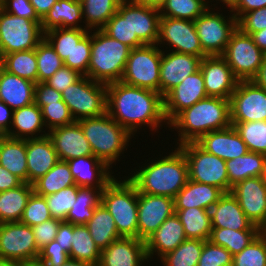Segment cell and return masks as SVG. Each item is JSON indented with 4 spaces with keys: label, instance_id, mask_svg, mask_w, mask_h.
Here are the masks:
<instances>
[{
    "label": "cell",
    "instance_id": "cell-1",
    "mask_svg": "<svg viewBox=\"0 0 266 266\" xmlns=\"http://www.w3.org/2000/svg\"><path fill=\"white\" fill-rule=\"evenodd\" d=\"M106 112L132 136L142 125L153 131L162 122L167 123L163 96L159 92L121 81L107 84Z\"/></svg>",
    "mask_w": 266,
    "mask_h": 266
},
{
    "label": "cell",
    "instance_id": "cell-2",
    "mask_svg": "<svg viewBox=\"0 0 266 266\" xmlns=\"http://www.w3.org/2000/svg\"><path fill=\"white\" fill-rule=\"evenodd\" d=\"M175 152L141 167L127 177L138 193L173 198L186 185L189 174L184 153L177 147Z\"/></svg>",
    "mask_w": 266,
    "mask_h": 266
},
{
    "label": "cell",
    "instance_id": "cell-3",
    "mask_svg": "<svg viewBox=\"0 0 266 266\" xmlns=\"http://www.w3.org/2000/svg\"><path fill=\"white\" fill-rule=\"evenodd\" d=\"M168 125L179 129L177 144L197 142L206 133L231 126L230 100L208 96L181 111Z\"/></svg>",
    "mask_w": 266,
    "mask_h": 266
},
{
    "label": "cell",
    "instance_id": "cell-4",
    "mask_svg": "<svg viewBox=\"0 0 266 266\" xmlns=\"http://www.w3.org/2000/svg\"><path fill=\"white\" fill-rule=\"evenodd\" d=\"M131 48L102 29L91 33V57L85 76L104 84L121 81Z\"/></svg>",
    "mask_w": 266,
    "mask_h": 266
},
{
    "label": "cell",
    "instance_id": "cell-5",
    "mask_svg": "<svg viewBox=\"0 0 266 266\" xmlns=\"http://www.w3.org/2000/svg\"><path fill=\"white\" fill-rule=\"evenodd\" d=\"M88 140L93 155L105 162L110 168L121 153L127 149L132 137L107 112L99 117L77 121Z\"/></svg>",
    "mask_w": 266,
    "mask_h": 266
},
{
    "label": "cell",
    "instance_id": "cell-6",
    "mask_svg": "<svg viewBox=\"0 0 266 266\" xmlns=\"http://www.w3.org/2000/svg\"><path fill=\"white\" fill-rule=\"evenodd\" d=\"M101 203L112 215L121 237L138 238V191L126 178H115L102 190Z\"/></svg>",
    "mask_w": 266,
    "mask_h": 266
},
{
    "label": "cell",
    "instance_id": "cell-7",
    "mask_svg": "<svg viewBox=\"0 0 266 266\" xmlns=\"http://www.w3.org/2000/svg\"><path fill=\"white\" fill-rule=\"evenodd\" d=\"M62 99L75 121L99 117L106 113L107 85L83 75L62 92Z\"/></svg>",
    "mask_w": 266,
    "mask_h": 266
},
{
    "label": "cell",
    "instance_id": "cell-8",
    "mask_svg": "<svg viewBox=\"0 0 266 266\" xmlns=\"http://www.w3.org/2000/svg\"><path fill=\"white\" fill-rule=\"evenodd\" d=\"M188 164L189 179L205 183L229 193L226 161L206 152L196 142L179 145Z\"/></svg>",
    "mask_w": 266,
    "mask_h": 266
},
{
    "label": "cell",
    "instance_id": "cell-9",
    "mask_svg": "<svg viewBox=\"0 0 266 266\" xmlns=\"http://www.w3.org/2000/svg\"><path fill=\"white\" fill-rule=\"evenodd\" d=\"M40 253L33 230L21 222L0 223V260L35 265Z\"/></svg>",
    "mask_w": 266,
    "mask_h": 266
},
{
    "label": "cell",
    "instance_id": "cell-10",
    "mask_svg": "<svg viewBox=\"0 0 266 266\" xmlns=\"http://www.w3.org/2000/svg\"><path fill=\"white\" fill-rule=\"evenodd\" d=\"M161 57L158 45L131 49L121 82L159 92Z\"/></svg>",
    "mask_w": 266,
    "mask_h": 266
},
{
    "label": "cell",
    "instance_id": "cell-11",
    "mask_svg": "<svg viewBox=\"0 0 266 266\" xmlns=\"http://www.w3.org/2000/svg\"><path fill=\"white\" fill-rule=\"evenodd\" d=\"M43 38L41 22L16 17L0 7V58L12 52L35 49Z\"/></svg>",
    "mask_w": 266,
    "mask_h": 266
},
{
    "label": "cell",
    "instance_id": "cell-12",
    "mask_svg": "<svg viewBox=\"0 0 266 266\" xmlns=\"http://www.w3.org/2000/svg\"><path fill=\"white\" fill-rule=\"evenodd\" d=\"M222 57L239 81H250L259 73L265 54L254 43L251 35L237 27Z\"/></svg>",
    "mask_w": 266,
    "mask_h": 266
},
{
    "label": "cell",
    "instance_id": "cell-13",
    "mask_svg": "<svg viewBox=\"0 0 266 266\" xmlns=\"http://www.w3.org/2000/svg\"><path fill=\"white\" fill-rule=\"evenodd\" d=\"M195 27L200 45L207 56H222L230 41L231 35L237 29V19L232 14L225 17L207 9L195 21Z\"/></svg>",
    "mask_w": 266,
    "mask_h": 266
},
{
    "label": "cell",
    "instance_id": "cell-14",
    "mask_svg": "<svg viewBox=\"0 0 266 266\" xmlns=\"http://www.w3.org/2000/svg\"><path fill=\"white\" fill-rule=\"evenodd\" d=\"M231 126L250 121H266V90L253 80L238 81L230 97Z\"/></svg>",
    "mask_w": 266,
    "mask_h": 266
},
{
    "label": "cell",
    "instance_id": "cell-15",
    "mask_svg": "<svg viewBox=\"0 0 266 266\" xmlns=\"http://www.w3.org/2000/svg\"><path fill=\"white\" fill-rule=\"evenodd\" d=\"M167 42L172 51L207 57L200 45L194 21L161 16L159 20V38L156 45Z\"/></svg>",
    "mask_w": 266,
    "mask_h": 266
},
{
    "label": "cell",
    "instance_id": "cell-16",
    "mask_svg": "<svg viewBox=\"0 0 266 266\" xmlns=\"http://www.w3.org/2000/svg\"><path fill=\"white\" fill-rule=\"evenodd\" d=\"M231 193L253 225L262 229L266 225V176L242 180L232 186Z\"/></svg>",
    "mask_w": 266,
    "mask_h": 266
},
{
    "label": "cell",
    "instance_id": "cell-17",
    "mask_svg": "<svg viewBox=\"0 0 266 266\" xmlns=\"http://www.w3.org/2000/svg\"><path fill=\"white\" fill-rule=\"evenodd\" d=\"M174 213L173 198L138 193V239L145 241Z\"/></svg>",
    "mask_w": 266,
    "mask_h": 266
},
{
    "label": "cell",
    "instance_id": "cell-18",
    "mask_svg": "<svg viewBox=\"0 0 266 266\" xmlns=\"http://www.w3.org/2000/svg\"><path fill=\"white\" fill-rule=\"evenodd\" d=\"M204 78L199 69L187 76L179 85L164 97V115L169 124L181 111L191 107L199 100L207 98Z\"/></svg>",
    "mask_w": 266,
    "mask_h": 266
},
{
    "label": "cell",
    "instance_id": "cell-19",
    "mask_svg": "<svg viewBox=\"0 0 266 266\" xmlns=\"http://www.w3.org/2000/svg\"><path fill=\"white\" fill-rule=\"evenodd\" d=\"M200 70L206 94L229 100L239 80L234 76L227 61L222 56H207L201 59Z\"/></svg>",
    "mask_w": 266,
    "mask_h": 266
},
{
    "label": "cell",
    "instance_id": "cell-20",
    "mask_svg": "<svg viewBox=\"0 0 266 266\" xmlns=\"http://www.w3.org/2000/svg\"><path fill=\"white\" fill-rule=\"evenodd\" d=\"M162 51L160 63L159 93L164 97L187 76L200 69L201 58L191 54Z\"/></svg>",
    "mask_w": 266,
    "mask_h": 266
},
{
    "label": "cell",
    "instance_id": "cell-21",
    "mask_svg": "<svg viewBox=\"0 0 266 266\" xmlns=\"http://www.w3.org/2000/svg\"><path fill=\"white\" fill-rule=\"evenodd\" d=\"M48 136L61 161L93 155L90 144L77 121L48 131Z\"/></svg>",
    "mask_w": 266,
    "mask_h": 266
},
{
    "label": "cell",
    "instance_id": "cell-22",
    "mask_svg": "<svg viewBox=\"0 0 266 266\" xmlns=\"http://www.w3.org/2000/svg\"><path fill=\"white\" fill-rule=\"evenodd\" d=\"M147 260L145 241L120 237L101 250L98 266H141Z\"/></svg>",
    "mask_w": 266,
    "mask_h": 266
},
{
    "label": "cell",
    "instance_id": "cell-23",
    "mask_svg": "<svg viewBox=\"0 0 266 266\" xmlns=\"http://www.w3.org/2000/svg\"><path fill=\"white\" fill-rule=\"evenodd\" d=\"M196 143L206 152L224 161L235 159L249 151L233 126L206 133Z\"/></svg>",
    "mask_w": 266,
    "mask_h": 266
},
{
    "label": "cell",
    "instance_id": "cell-24",
    "mask_svg": "<svg viewBox=\"0 0 266 266\" xmlns=\"http://www.w3.org/2000/svg\"><path fill=\"white\" fill-rule=\"evenodd\" d=\"M67 163L78 187H95L102 191L114 179L109 166L94 155L73 158Z\"/></svg>",
    "mask_w": 266,
    "mask_h": 266
},
{
    "label": "cell",
    "instance_id": "cell-25",
    "mask_svg": "<svg viewBox=\"0 0 266 266\" xmlns=\"http://www.w3.org/2000/svg\"><path fill=\"white\" fill-rule=\"evenodd\" d=\"M160 17L158 9L129 2L130 39H139L144 45H156Z\"/></svg>",
    "mask_w": 266,
    "mask_h": 266
},
{
    "label": "cell",
    "instance_id": "cell-26",
    "mask_svg": "<svg viewBox=\"0 0 266 266\" xmlns=\"http://www.w3.org/2000/svg\"><path fill=\"white\" fill-rule=\"evenodd\" d=\"M28 183L33 184L59 161L52 140L48 135L26 139Z\"/></svg>",
    "mask_w": 266,
    "mask_h": 266
},
{
    "label": "cell",
    "instance_id": "cell-27",
    "mask_svg": "<svg viewBox=\"0 0 266 266\" xmlns=\"http://www.w3.org/2000/svg\"><path fill=\"white\" fill-rule=\"evenodd\" d=\"M212 228L233 230H261L253 225L231 192L224 195L211 207Z\"/></svg>",
    "mask_w": 266,
    "mask_h": 266
},
{
    "label": "cell",
    "instance_id": "cell-28",
    "mask_svg": "<svg viewBox=\"0 0 266 266\" xmlns=\"http://www.w3.org/2000/svg\"><path fill=\"white\" fill-rule=\"evenodd\" d=\"M186 239L183 225L174 213L145 240L147 258H151L154 253H157L161 259L167 253L175 250Z\"/></svg>",
    "mask_w": 266,
    "mask_h": 266
},
{
    "label": "cell",
    "instance_id": "cell-29",
    "mask_svg": "<svg viewBox=\"0 0 266 266\" xmlns=\"http://www.w3.org/2000/svg\"><path fill=\"white\" fill-rule=\"evenodd\" d=\"M35 85L0 66V101L16 110L34 103Z\"/></svg>",
    "mask_w": 266,
    "mask_h": 266
},
{
    "label": "cell",
    "instance_id": "cell-30",
    "mask_svg": "<svg viewBox=\"0 0 266 266\" xmlns=\"http://www.w3.org/2000/svg\"><path fill=\"white\" fill-rule=\"evenodd\" d=\"M224 193L215 186L188 179L186 185L174 197V210L197 207L210 211Z\"/></svg>",
    "mask_w": 266,
    "mask_h": 266
},
{
    "label": "cell",
    "instance_id": "cell-31",
    "mask_svg": "<svg viewBox=\"0 0 266 266\" xmlns=\"http://www.w3.org/2000/svg\"><path fill=\"white\" fill-rule=\"evenodd\" d=\"M14 130L11 128L4 134L11 138L17 139H33L40 138L48 135L43 130V126H45L42 117V111L39 106L35 103H32L28 106L13 110L12 123ZM44 132L45 134H37L36 133ZM34 135V136H33ZM40 135V136H38Z\"/></svg>",
    "mask_w": 266,
    "mask_h": 266
},
{
    "label": "cell",
    "instance_id": "cell-32",
    "mask_svg": "<svg viewBox=\"0 0 266 266\" xmlns=\"http://www.w3.org/2000/svg\"><path fill=\"white\" fill-rule=\"evenodd\" d=\"M83 18L80 0H58L41 20V29L45 33L54 28H82L78 22Z\"/></svg>",
    "mask_w": 266,
    "mask_h": 266
},
{
    "label": "cell",
    "instance_id": "cell-33",
    "mask_svg": "<svg viewBox=\"0 0 266 266\" xmlns=\"http://www.w3.org/2000/svg\"><path fill=\"white\" fill-rule=\"evenodd\" d=\"M0 165L28 183L26 140L0 135Z\"/></svg>",
    "mask_w": 266,
    "mask_h": 266
},
{
    "label": "cell",
    "instance_id": "cell-34",
    "mask_svg": "<svg viewBox=\"0 0 266 266\" xmlns=\"http://www.w3.org/2000/svg\"><path fill=\"white\" fill-rule=\"evenodd\" d=\"M229 192L236 183L250 177L266 176V155L248 151L246 154L226 161Z\"/></svg>",
    "mask_w": 266,
    "mask_h": 266
},
{
    "label": "cell",
    "instance_id": "cell-35",
    "mask_svg": "<svg viewBox=\"0 0 266 266\" xmlns=\"http://www.w3.org/2000/svg\"><path fill=\"white\" fill-rule=\"evenodd\" d=\"M33 192V184L24 182L20 186L0 192V223L20 222Z\"/></svg>",
    "mask_w": 266,
    "mask_h": 266
},
{
    "label": "cell",
    "instance_id": "cell-36",
    "mask_svg": "<svg viewBox=\"0 0 266 266\" xmlns=\"http://www.w3.org/2000/svg\"><path fill=\"white\" fill-rule=\"evenodd\" d=\"M85 225L100 250L121 237L112 215L102 203L95 208L92 218Z\"/></svg>",
    "mask_w": 266,
    "mask_h": 266
},
{
    "label": "cell",
    "instance_id": "cell-37",
    "mask_svg": "<svg viewBox=\"0 0 266 266\" xmlns=\"http://www.w3.org/2000/svg\"><path fill=\"white\" fill-rule=\"evenodd\" d=\"M174 211L183 225L187 239L209 240L212 230L209 210L193 207Z\"/></svg>",
    "mask_w": 266,
    "mask_h": 266
},
{
    "label": "cell",
    "instance_id": "cell-38",
    "mask_svg": "<svg viewBox=\"0 0 266 266\" xmlns=\"http://www.w3.org/2000/svg\"><path fill=\"white\" fill-rule=\"evenodd\" d=\"M101 250L90 235L85 224H72V244L69 258L98 266Z\"/></svg>",
    "mask_w": 266,
    "mask_h": 266
},
{
    "label": "cell",
    "instance_id": "cell-39",
    "mask_svg": "<svg viewBox=\"0 0 266 266\" xmlns=\"http://www.w3.org/2000/svg\"><path fill=\"white\" fill-rule=\"evenodd\" d=\"M0 66L11 74L38 83L36 48L5 54L0 58Z\"/></svg>",
    "mask_w": 266,
    "mask_h": 266
},
{
    "label": "cell",
    "instance_id": "cell-40",
    "mask_svg": "<svg viewBox=\"0 0 266 266\" xmlns=\"http://www.w3.org/2000/svg\"><path fill=\"white\" fill-rule=\"evenodd\" d=\"M72 185H75V182L67 161L59 160L52 169L33 183V188L37 195L45 197Z\"/></svg>",
    "mask_w": 266,
    "mask_h": 266
},
{
    "label": "cell",
    "instance_id": "cell-41",
    "mask_svg": "<svg viewBox=\"0 0 266 266\" xmlns=\"http://www.w3.org/2000/svg\"><path fill=\"white\" fill-rule=\"evenodd\" d=\"M99 188L78 187L77 198L64 221L74 225L86 224L93 216L95 208L101 203Z\"/></svg>",
    "mask_w": 266,
    "mask_h": 266
},
{
    "label": "cell",
    "instance_id": "cell-42",
    "mask_svg": "<svg viewBox=\"0 0 266 266\" xmlns=\"http://www.w3.org/2000/svg\"><path fill=\"white\" fill-rule=\"evenodd\" d=\"M260 233L261 230L212 228L209 241L224 247L234 256L248 246Z\"/></svg>",
    "mask_w": 266,
    "mask_h": 266
},
{
    "label": "cell",
    "instance_id": "cell-43",
    "mask_svg": "<svg viewBox=\"0 0 266 266\" xmlns=\"http://www.w3.org/2000/svg\"><path fill=\"white\" fill-rule=\"evenodd\" d=\"M82 13L88 30L102 29L108 20L118 11L119 0H80Z\"/></svg>",
    "mask_w": 266,
    "mask_h": 266
},
{
    "label": "cell",
    "instance_id": "cell-44",
    "mask_svg": "<svg viewBox=\"0 0 266 266\" xmlns=\"http://www.w3.org/2000/svg\"><path fill=\"white\" fill-rule=\"evenodd\" d=\"M102 30L131 49L144 46L139 39H130L129 2L119 4L118 11L108 20Z\"/></svg>",
    "mask_w": 266,
    "mask_h": 266
},
{
    "label": "cell",
    "instance_id": "cell-45",
    "mask_svg": "<svg viewBox=\"0 0 266 266\" xmlns=\"http://www.w3.org/2000/svg\"><path fill=\"white\" fill-rule=\"evenodd\" d=\"M88 32L87 29L54 28L44 33V38L51 44L55 52L64 60H71V53Z\"/></svg>",
    "mask_w": 266,
    "mask_h": 266
},
{
    "label": "cell",
    "instance_id": "cell-46",
    "mask_svg": "<svg viewBox=\"0 0 266 266\" xmlns=\"http://www.w3.org/2000/svg\"><path fill=\"white\" fill-rule=\"evenodd\" d=\"M204 241L186 239L175 250L161 258L164 266H198Z\"/></svg>",
    "mask_w": 266,
    "mask_h": 266
},
{
    "label": "cell",
    "instance_id": "cell-47",
    "mask_svg": "<svg viewBox=\"0 0 266 266\" xmlns=\"http://www.w3.org/2000/svg\"><path fill=\"white\" fill-rule=\"evenodd\" d=\"M205 0H166L159 13L161 16L195 21L208 8Z\"/></svg>",
    "mask_w": 266,
    "mask_h": 266
},
{
    "label": "cell",
    "instance_id": "cell-48",
    "mask_svg": "<svg viewBox=\"0 0 266 266\" xmlns=\"http://www.w3.org/2000/svg\"><path fill=\"white\" fill-rule=\"evenodd\" d=\"M233 127L249 151L266 155V121L236 123Z\"/></svg>",
    "mask_w": 266,
    "mask_h": 266
},
{
    "label": "cell",
    "instance_id": "cell-49",
    "mask_svg": "<svg viewBox=\"0 0 266 266\" xmlns=\"http://www.w3.org/2000/svg\"><path fill=\"white\" fill-rule=\"evenodd\" d=\"M38 82L47 81L64 62L51 44L43 38L36 47Z\"/></svg>",
    "mask_w": 266,
    "mask_h": 266
},
{
    "label": "cell",
    "instance_id": "cell-50",
    "mask_svg": "<svg viewBox=\"0 0 266 266\" xmlns=\"http://www.w3.org/2000/svg\"><path fill=\"white\" fill-rule=\"evenodd\" d=\"M232 266H266V236L261 232L240 253L235 254Z\"/></svg>",
    "mask_w": 266,
    "mask_h": 266
},
{
    "label": "cell",
    "instance_id": "cell-51",
    "mask_svg": "<svg viewBox=\"0 0 266 266\" xmlns=\"http://www.w3.org/2000/svg\"><path fill=\"white\" fill-rule=\"evenodd\" d=\"M78 186L66 187L54 194L45 196L48 208L53 218L65 220L67 214L74 205L77 198Z\"/></svg>",
    "mask_w": 266,
    "mask_h": 266
},
{
    "label": "cell",
    "instance_id": "cell-52",
    "mask_svg": "<svg viewBox=\"0 0 266 266\" xmlns=\"http://www.w3.org/2000/svg\"><path fill=\"white\" fill-rule=\"evenodd\" d=\"M53 218L48 208L45 197L31 194L23 211L20 222L30 227Z\"/></svg>",
    "mask_w": 266,
    "mask_h": 266
},
{
    "label": "cell",
    "instance_id": "cell-53",
    "mask_svg": "<svg viewBox=\"0 0 266 266\" xmlns=\"http://www.w3.org/2000/svg\"><path fill=\"white\" fill-rule=\"evenodd\" d=\"M43 122L48 131L75 122L69 107L64 101L49 103L41 108Z\"/></svg>",
    "mask_w": 266,
    "mask_h": 266
},
{
    "label": "cell",
    "instance_id": "cell-54",
    "mask_svg": "<svg viewBox=\"0 0 266 266\" xmlns=\"http://www.w3.org/2000/svg\"><path fill=\"white\" fill-rule=\"evenodd\" d=\"M233 255L222 246L204 241L198 266H232Z\"/></svg>",
    "mask_w": 266,
    "mask_h": 266
},
{
    "label": "cell",
    "instance_id": "cell-55",
    "mask_svg": "<svg viewBox=\"0 0 266 266\" xmlns=\"http://www.w3.org/2000/svg\"><path fill=\"white\" fill-rule=\"evenodd\" d=\"M91 57V34L88 32L76 45L71 53V60H64V65L77 70L82 75L88 72Z\"/></svg>",
    "mask_w": 266,
    "mask_h": 266
},
{
    "label": "cell",
    "instance_id": "cell-56",
    "mask_svg": "<svg viewBox=\"0 0 266 266\" xmlns=\"http://www.w3.org/2000/svg\"><path fill=\"white\" fill-rule=\"evenodd\" d=\"M68 258L69 255L61 248L60 244L56 240H52L40 249L35 265L61 266Z\"/></svg>",
    "mask_w": 266,
    "mask_h": 266
},
{
    "label": "cell",
    "instance_id": "cell-57",
    "mask_svg": "<svg viewBox=\"0 0 266 266\" xmlns=\"http://www.w3.org/2000/svg\"><path fill=\"white\" fill-rule=\"evenodd\" d=\"M237 27L244 33L251 35L266 28V7L254 9L244 13L237 20Z\"/></svg>",
    "mask_w": 266,
    "mask_h": 266
},
{
    "label": "cell",
    "instance_id": "cell-58",
    "mask_svg": "<svg viewBox=\"0 0 266 266\" xmlns=\"http://www.w3.org/2000/svg\"><path fill=\"white\" fill-rule=\"evenodd\" d=\"M61 221L58 218H51L31 227L35 243L39 249L43 248L52 240H55Z\"/></svg>",
    "mask_w": 266,
    "mask_h": 266
},
{
    "label": "cell",
    "instance_id": "cell-59",
    "mask_svg": "<svg viewBox=\"0 0 266 266\" xmlns=\"http://www.w3.org/2000/svg\"><path fill=\"white\" fill-rule=\"evenodd\" d=\"M82 76L77 70L63 65L44 83L62 93L68 86L77 82Z\"/></svg>",
    "mask_w": 266,
    "mask_h": 266
},
{
    "label": "cell",
    "instance_id": "cell-60",
    "mask_svg": "<svg viewBox=\"0 0 266 266\" xmlns=\"http://www.w3.org/2000/svg\"><path fill=\"white\" fill-rule=\"evenodd\" d=\"M0 7L7 13L16 17H23L35 22H41L30 0H1Z\"/></svg>",
    "mask_w": 266,
    "mask_h": 266
},
{
    "label": "cell",
    "instance_id": "cell-61",
    "mask_svg": "<svg viewBox=\"0 0 266 266\" xmlns=\"http://www.w3.org/2000/svg\"><path fill=\"white\" fill-rule=\"evenodd\" d=\"M63 101L62 93L48 86L44 82H38L35 85L34 103L42 108L49 103Z\"/></svg>",
    "mask_w": 266,
    "mask_h": 266
},
{
    "label": "cell",
    "instance_id": "cell-62",
    "mask_svg": "<svg viewBox=\"0 0 266 266\" xmlns=\"http://www.w3.org/2000/svg\"><path fill=\"white\" fill-rule=\"evenodd\" d=\"M55 240L60 244L61 248L69 255L72 244V223L61 221Z\"/></svg>",
    "mask_w": 266,
    "mask_h": 266
},
{
    "label": "cell",
    "instance_id": "cell-63",
    "mask_svg": "<svg viewBox=\"0 0 266 266\" xmlns=\"http://www.w3.org/2000/svg\"><path fill=\"white\" fill-rule=\"evenodd\" d=\"M23 181L0 165V192L20 186Z\"/></svg>",
    "mask_w": 266,
    "mask_h": 266
},
{
    "label": "cell",
    "instance_id": "cell-64",
    "mask_svg": "<svg viewBox=\"0 0 266 266\" xmlns=\"http://www.w3.org/2000/svg\"><path fill=\"white\" fill-rule=\"evenodd\" d=\"M264 7H266V0H240L232 13L234 12L233 15L238 20L244 13Z\"/></svg>",
    "mask_w": 266,
    "mask_h": 266
},
{
    "label": "cell",
    "instance_id": "cell-65",
    "mask_svg": "<svg viewBox=\"0 0 266 266\" xmlns=\"http://www.w3.org/2000/svg\"><path fill=\"white\" fill-rule=\"evenodd\" d=\"M12 116L13 110L4 102L0 101V135H4L9 130L12 123Z\"/></svg>",
    "mask_w": 266,
    "mask_h": 266
},
{
    "label": "cell",
    "instance_id": "cell-66",
    "mask_svg": "<svg viewBox=\"0 0 266 266\" xmlns=\"http://www.w3.org/2000/svg\"><path fill=\"white\" fill-rule=\"evenodd\" d=\"M58 0H30L36 14L42 20Z\"/></svg>",
    "mask_w": 266,
    "mask_h": 266
},
{
    "label": "cell",
    "instance_id": "cell-67",
    "mask_svg": "<svg viewBox=\"0 0 266 266\" xmlns=\"http://www.w3.org/2000/svg\"><path fill=\"white\" fill-rule=\"evenodd\" d=\"M254 43L266 55V28L251 34Z\"/></svg>",
    "mask_w": 266,
    "mask_h": 266
},
{
    "label": "cell",
    "instance_id": "cell-68",
    "mask_svg": "<svg viewBox=\"0 0 266 266\" xmlns=\"http://www.w3.org/2000/svg\"><path fill=\"white\" fill-rule=\"evenodd\" d=\"M253 81L261 88L266 90V55L264 57L263 63L260 67L259 73L253 79Z\"/></svg>",
    "mask_w": 266,
    "mask_h": 266
},
{
    "label": "cell",
    "instance_id": "cell-69",
    "mask_svg": "<svg viewBox=\"0 0 266 266\" xmlns=\"http://www.w3.org/2000/svg\"><path fill=\"white\" fill-rule=\"evenodd\" d=\"M166 0H136L137 3L160 10Z\"/></svg>",
    "mask_w": 266,
    "mask_h": 266
},
{
    "label": "cell",
    "instance_id": "cell-70",
    "mask_svg": "<svg viewBox=\"0 0 266 266\" xmlns=\"http://www.w3.org/2000/svg\"><path fill=\"white\" fill-rule=\"evenodd\" d=\"M61 266H95L93 264L68 258Z\"/></svg>",
    "mask_w": 266,
    "mask_h": 266
},
{
    "label": "cell",
    "instance_id": "cell-71",
    "mask_svg": "<svg viewBox=\"0 0 266 266\" xmlns=\"http://www.w3.org/2000/svg\"><path fill=\"white\" fill-rule=\"evenodd\" d=\"M239 1L240 0H220V2H224L223 4L230 8V12H232L238 6Z\"/></svg>",
    "mask_w": 266,
    "mask_h": 266
},
{
    "label": "cell",
    "instance_id": "cell-72",
    "mask_svg": "<svg viewBox=\"0 0 266 266\" xmlns=\"http://www.w3.org/2000/svg\"><path fill=\"white\" fill-rule=\"evenodd\" d=\"M0 266H22L20 264L10 262V261H1L0 260Z\"/></svg>",
    "mask_w": 266,
    "mask_h": 266
},
{
    "label": "cell",
    "instance_id": "cell-73",
    "mask_svg": "<svg viewBox=\"0 0 266 266\" xmlns=\"http://www.w3.org/2000/svg\"><path fill=\"white\" fill-rule=\"evenodd\" d=\"M261 232L266 236V225L261 229Z\"/></svg>",
    "mask_w": 266,
    "mask_h": 266
},
{
    "label": "cell",
    "instance_id": "cell-74",
    "mask_svg": "<svg viewBox=\"0 0 266 266\" xmlns=\"http://www.w3.org/2000/svg\"><path fill=\"white\" fill-rule=\"evenodd\" d=\"M120 2H136V0H119Z\"/></svg>",
    "mask_w": 266,
    "mask_h": 266
}]
</instances>
